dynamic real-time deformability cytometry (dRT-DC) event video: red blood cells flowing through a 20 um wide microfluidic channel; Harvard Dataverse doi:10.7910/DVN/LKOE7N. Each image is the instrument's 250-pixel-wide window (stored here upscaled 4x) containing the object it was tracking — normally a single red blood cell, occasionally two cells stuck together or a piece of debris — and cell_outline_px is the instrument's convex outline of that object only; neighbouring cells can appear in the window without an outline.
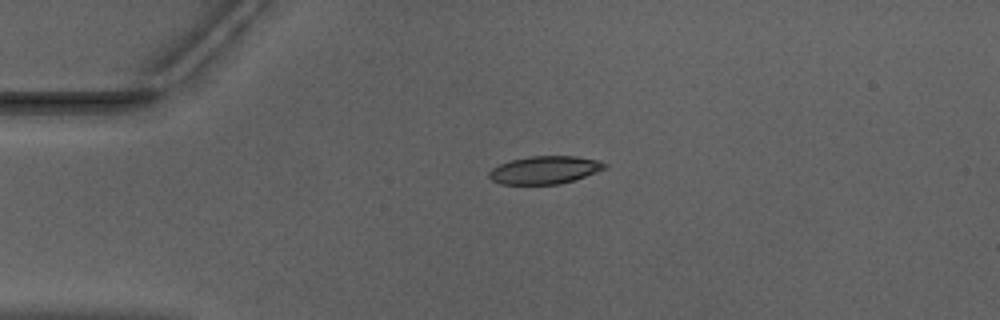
{"species": "Egyptian fruit bat (a non-hibernating species)", "species_latin": "Rousettus aegyptiacus", "temperature_condition": "warm", "stored_images_in_passage": 43, "camera_frame_rate_fps": 3000, "um_per_image_px": 0.085, "animal": {"sex": "male"}, "frame": {"image": 1, "passage_image": 3, "time_ms": 0.667, "image_size_px": [1000, 320], "cell_outline_px": [[608, 164], [604, 168], [596, 172], [560, 184], [500, 184], [492, 180], [488, 176], [488, 172], [492, 168], [500, 164], [512, 160], [532, 156], [576, 156], [600, 160]], "centroid_in_image_um": [46.29, 14.44], "position_along_channel_um": 38.7, "area_um2": 18.61}}
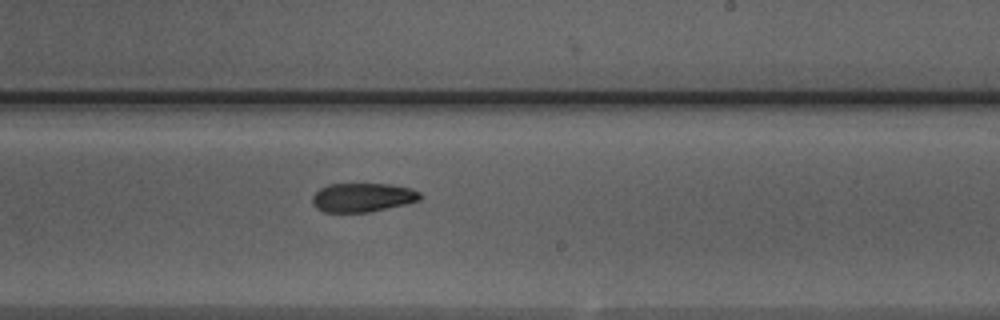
{"frame": {"image": 2, "passage_image": 22, "time_ms": 7.0, "image_size_px": [1000, 320], "cell_outline_px": [[424, 196], [420, 200], [404, 204], [368, 212], [324, 212], [316, 208], [312, 204], [312, 196], [320, 188], [328, 184], [392, 184], [408, 188], [420, 192]], "centroid_in_image_um": [30.8, 16.78], "position_along_channel_um": 258.2, "area_um2": 18.15}}
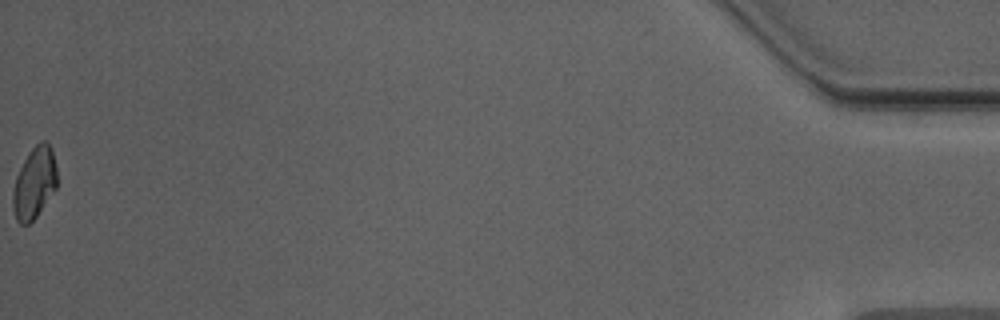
{"frame": {"image": 3, "passage_image": 43, "time_ms": 14.0, "image_size_px": [1000, 320], "cell_outline_px": [[60, 180], [56, 188], [36, 216], [28, 224], [20, 224], [16, 220], [12, 208], [12, 192], [16, 176], [28, 152], [40, 140], [48, 140], [52, 148]], "centroid_in_image_um": [2.95, 15.51], "position_along_channel_um": 432.3, "area_um2": 18.84}, "authors_computed_cell_mechanics": {"area_um2": 18.785, "velocity_mm_per_s": 3.9824, "shape_relaxation_time_tau1_ms": null, "shape_relaxation_time_tau2_ms": 6.0496, "deformation_change_tau1": null, "deformation_change_tau2": 0.1431}}